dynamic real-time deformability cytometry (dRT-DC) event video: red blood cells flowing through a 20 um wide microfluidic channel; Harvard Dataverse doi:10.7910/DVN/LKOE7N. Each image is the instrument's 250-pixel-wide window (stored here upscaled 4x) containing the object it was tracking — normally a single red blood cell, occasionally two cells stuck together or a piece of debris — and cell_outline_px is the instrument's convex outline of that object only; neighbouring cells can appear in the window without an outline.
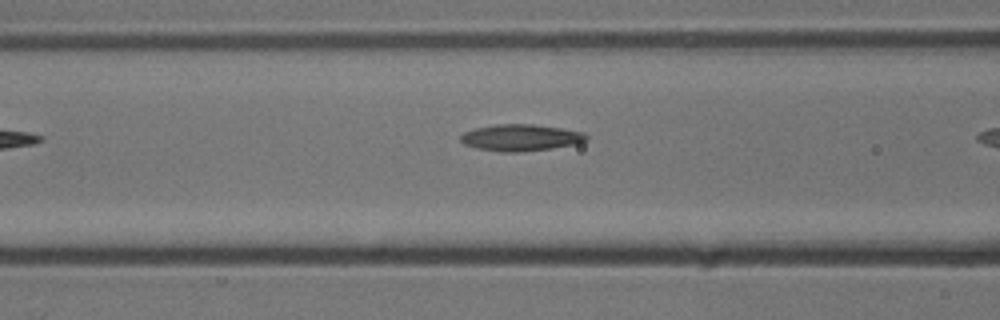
{"species": "common noctule bat (a hibernating species)", "species_latin": "Nyctalus noctula", "temperature_condition": "cold", "stored_images_in_passage": 7, "camera_frame_rate_fps": 3000, "um_per_image_px": 0.085, "animal": {"sex": "male", "body_mass_g": 13.3}, "frame": {"image": 1, "passage_image": 6, "time_ms": 1.667, "image_size_px": [1000, 320], "cell_outline_px": [[588, 140], [576, 144], [552, 148], [524, 152], [500, 152], [476, 148], [464, 144], [460, 140], [460, 136], [464, 132], [476, 128], [496, 124], [532, 124], [560, 128], [584, 132], [588, 136]], "centroid_in_image_um": [44.27, 11.7], "position_along_channel_um": 122.3, "area_um2": 19.59}}